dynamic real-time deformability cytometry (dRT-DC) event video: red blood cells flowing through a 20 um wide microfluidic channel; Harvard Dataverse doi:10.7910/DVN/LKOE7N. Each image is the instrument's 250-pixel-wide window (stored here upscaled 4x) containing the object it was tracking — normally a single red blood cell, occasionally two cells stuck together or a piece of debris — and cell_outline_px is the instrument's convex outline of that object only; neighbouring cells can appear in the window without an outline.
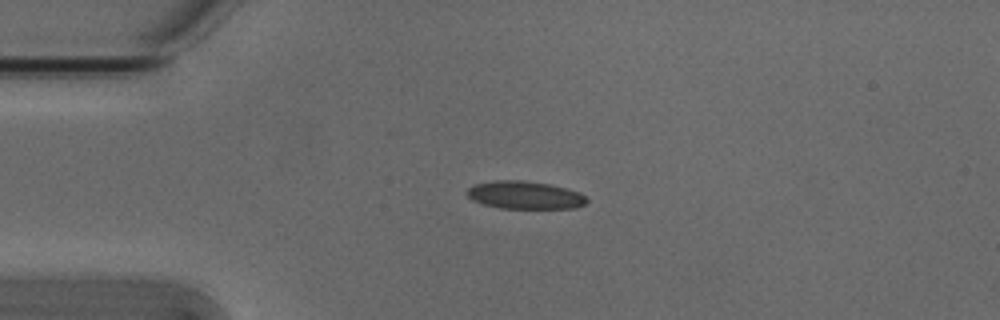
{"species": "Egyptian fruit bat (a non-hibernating species)", "species_latin": "Rousettus aegyptiacus", "temperature_condition": "cold", "stored_images_in_passage": 42, "camera_frame_rate_fps": 3000, "um_per_image_px": 0.085, "animal": {"sex": "male"}, "frame": {"image": 1, "passage_image": 1, "time_ms": 0.0, "image_size_px": [1000, 320], "cell_outline_px": [[588, 200], [584, 204], [576, 208], [500, 208], [484, 204], [472, 200], [468, 196], [468, 188], [476, 184], [496, 180], [520, 180], [548, 184], [580, 192]], "centroid_in_image_um": [44.62, 16.58], "position_along_channel_um": 40.4, "area_um2": 19.13}}
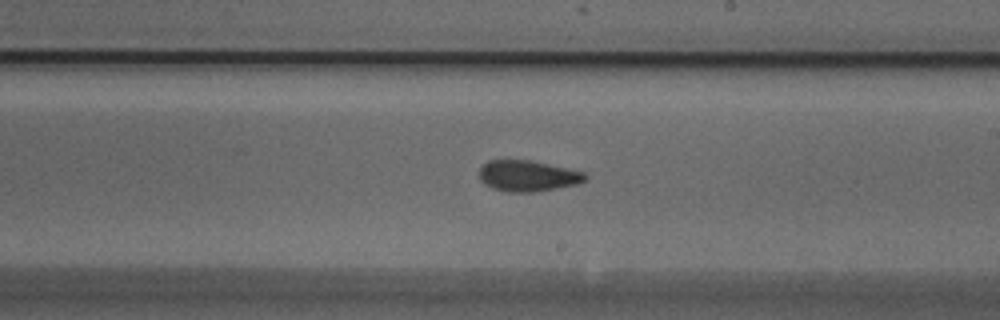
{"frame": {"image": 2, "passage_image": 19, "time_ms": 6.0, "image_size_px": [1000, 320], "cell_outline_px": [[588, 176], [580, 184], [532, 192], [508, 192], [492, 188], [484, 184], [480, 180], [480, 168], [488, 160], [532, 160], [584, 172]], "centroid_in_image_um": [44.86, 14.95], "position_along_channel_um": 244.1, "area_um2": 19.13}}
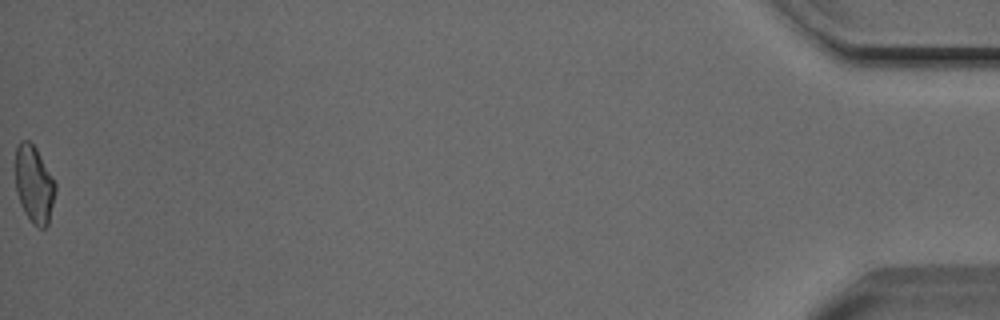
{"frame": {"image": 3, "passage_image": 42, "time_ms": 13.667, "image_size_px": [1000, 320], "cell_outline_px": [[56, 188], [48, 224], [44, 228], [40, 228], [32, 224], [24, 212], [20, 204], [16, 192], [16, 148], [20, 140], [28, 140], [36, 148], [56, 184]], "centroid_in_image_um": [2.89, 15.69], "position_along_channel_um": 432.3, "area_um2": 17.86}, "authors_computed_cell_mechanics": {"area_um2": 18.6405, "velocity_mm_per_s": 3.8397, "shape_relaxation_time_tau1_ms": 6.6169, "shape_relaxation_time_tau2_ms": 2.5656, "deformation_change_tau1": 0.1605, "deformation_change_tau2": 0.0946}}